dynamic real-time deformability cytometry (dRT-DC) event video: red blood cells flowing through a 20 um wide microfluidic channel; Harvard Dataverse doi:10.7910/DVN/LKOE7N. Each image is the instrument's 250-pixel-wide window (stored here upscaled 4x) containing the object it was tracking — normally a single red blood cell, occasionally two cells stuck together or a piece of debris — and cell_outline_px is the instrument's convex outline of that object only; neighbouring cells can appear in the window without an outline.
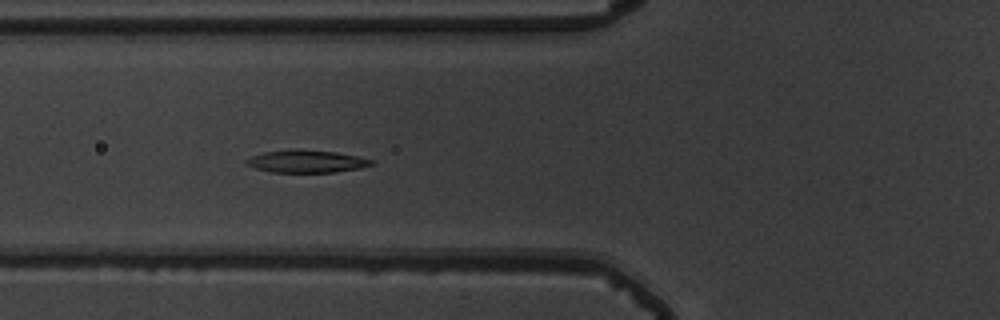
{"species": "common noctule bat (a hibernating species)", "species_latin": "Nyctalus noctula", "temperature_condition": "warm", "stored_images_in_passage": 37, "camera_frame_rate_fps": 3000, "um_per_image_px": 0.085, "animal": {"sex": "male", "body_mass_g": 19.5, "forearm_length_mm": 54.6}, "frame": {"image": 1, "passage_image": 3, "time_ms": 0.667, "image_size_px": [1000, 320], "cell_outline_px": [[372, 164], [360, 168], [332, 172], [272, 172], [256, 168], [244, 164], [244, 160], [252, 156], [264, 152], [296, 148], [336, 152], [356, 156], [372, 160]], "centroid_in_image_um": [25.98, 13.7], "position_along_channel_um": 99.8, "area_um2": 16.36}}
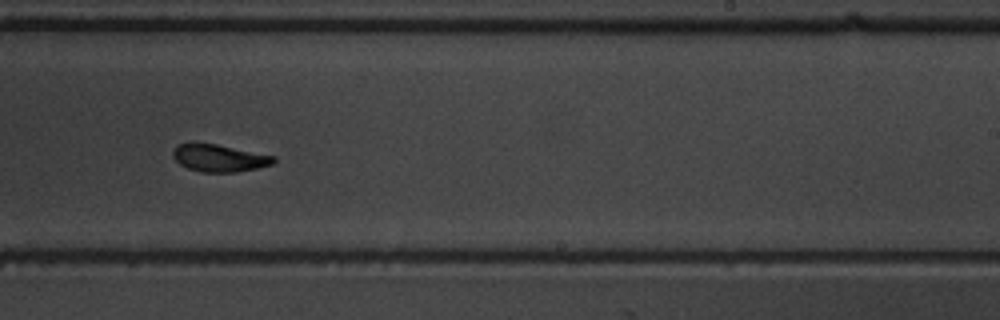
{"frame": {"image": 2, "passage_image": 17, "time_ms": 5.333, "image_size_px": [1000, 320], "cell_outline_px": [[276, 160], [272, 164], [256, 168], [236, 172], [200, 172], [188, 168], [180, 164], [172, 156], [172, 152], [176, 144], [192, 140], [196, 140], [276, 156]], "centroid_in_image_um": [18.56, 13.39], "position_along_channel_um": 270.4, "area_um2": 16.47}}
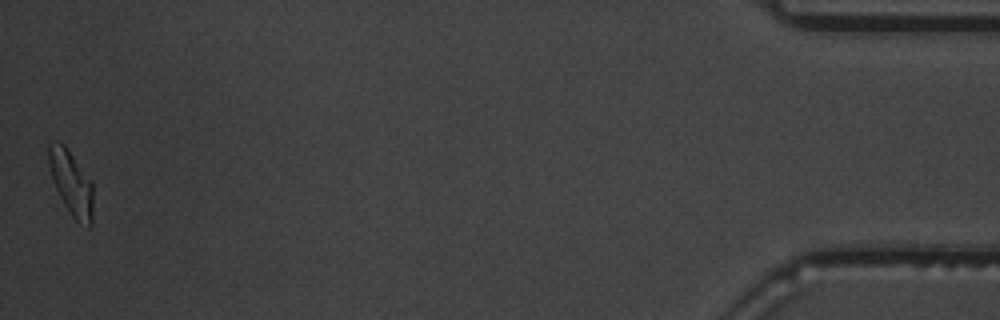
{"frame": {"image": 3, "passage_image": 37, "time_ms": 12.0, "image_size_px": [1000, 320], "cell_outline_px": [[92, 224], [88, 228], [76, 220], [72, 216], [64, 204], [52, 180], [48, 164], [48, 144], [52, 140], [56, 140], [64, 144], [92, 180]], "centroid_in_image_um": [6.04, 15.51], "position_along_channel_um": 429.2, "area_um2": 16.88}}